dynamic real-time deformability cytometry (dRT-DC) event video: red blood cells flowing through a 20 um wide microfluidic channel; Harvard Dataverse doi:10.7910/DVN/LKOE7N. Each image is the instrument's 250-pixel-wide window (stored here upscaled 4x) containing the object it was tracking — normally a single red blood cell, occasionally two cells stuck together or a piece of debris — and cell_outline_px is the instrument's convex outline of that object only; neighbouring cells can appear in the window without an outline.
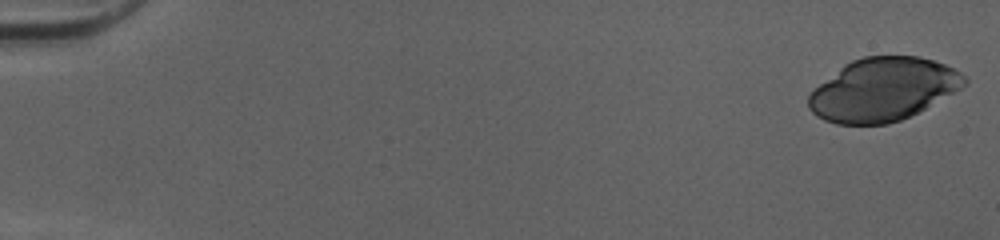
{"species": "human", "species_latin": "Homo sapiens", "temperature_condition": "cold", "stored_images_in_passage": 50, "camera_frame_rate_fps": 3000, "um_per_image_px": 0.085, "donor": {"sex": "female"}, "frame": {"image": 1, "passage_image": 1, "time_ms": 0.0, "image_size_px": [1000, 240], "cell_outline_px": [[968, 84], [924, 108], [900, 120], [888, 124], [836, 124], [824, 120], [816, 116], [808, 108], [808, 96], [820, 84], [844, 64], [852, 60], [864, 56], [920, 56], [944, 64], [960, 72], [968, 80]], "centroid_in_image_um": [75.04, 7.6], "position_along_channel_um": 10.0, "area_um2": 56.76}}